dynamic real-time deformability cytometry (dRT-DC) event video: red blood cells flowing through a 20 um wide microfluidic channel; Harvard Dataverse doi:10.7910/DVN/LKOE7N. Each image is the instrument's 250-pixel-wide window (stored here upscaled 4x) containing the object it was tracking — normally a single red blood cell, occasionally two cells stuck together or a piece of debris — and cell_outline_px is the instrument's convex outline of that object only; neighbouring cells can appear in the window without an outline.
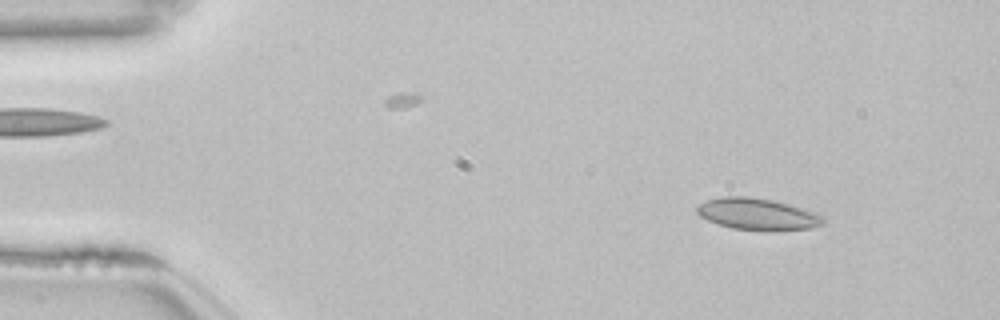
{"species": "common noctule bat (a hibernating species)", "species_latin": "Nyctalus noctula", "temperature_condition": "room temperature", "stored_images_in_passage": 53, "camera_frame_rate_fps": 3000, "um_per_image_px": 0.085, "animal": {"sex": "female", "body_mass_g": 22.7, "forearm_length_mm": 54.2}, "frame": {"image": 1, "passage_image": 6, "time_ms": 1.667, "image_size_px": [1000, 320], "cell_outline_px": [[824, 224], [812, 228], [772, 232], [768, 232], [732, 228], [708, 220], [700, 216], [696, 212], [696, 204], [720, 196], [748, 196], [772, 200], [788, 204], [816, 212], [824, 220]], "centroid_in_image_um": [64.38, 18.21], "position_along_channel_um": 20.6, "area_um2": 23.64}}
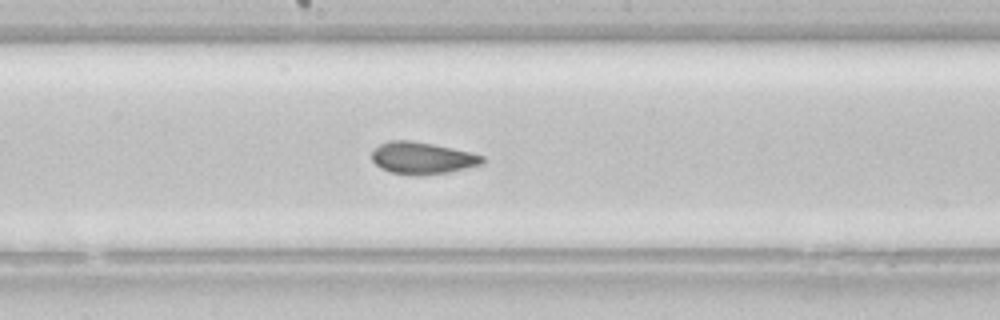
{"frame": {"image": 2, "passage_image": 28, "time_ms": 9.0, "image_size_px": [1000, 320], "cell_outline_px": [[484, 164], [448, 172], [412, 176], [388, 172], [380, 168], [372, 160], [372, 152], [380, 144], [388, 140], [412, 140], [452, 148], [484, 156]], "centroid_in_image_um": [35.86, 13.44], "position_along_channel_um": 212.3, "area_um2": 20.63}}
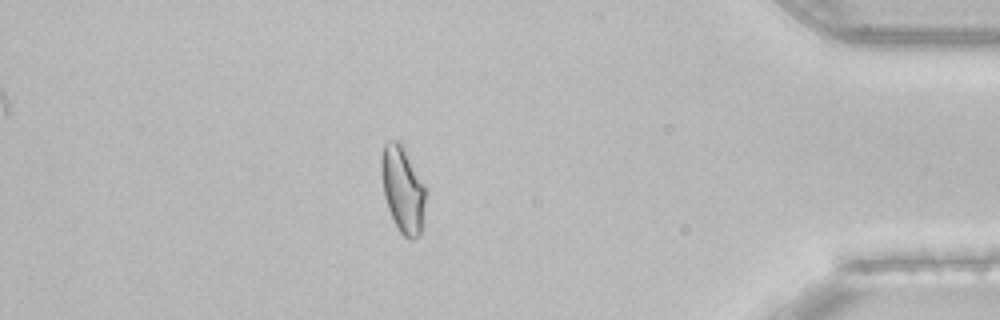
{"frame": {"image": 3, "passage_image": 46, "time_ms": 15.0, "image_size_px": [1000, 320], "cell_outline_px": [[428, 192], [420, 236], [412, 240], [404, 236], [400, 232], [388, 208], [384, 196], [380, 168], [380, 156], [384, 144], [388, 140], [396, 140], [400, 144], [428, 188]], "centroid_in_image_um": [34.26, 16.12], "position_along_channel_um": 400.9, "area_um2": 22.6}, "authors_computed_cell_mechanics": {"area_um2": 21.964, "velocity_mm_per_s": 3.84, "shape_relaxation_time_tau1_ms": 10.4108, "shape_relaxation_time_tau2_ms": 1.4573, "deformation_change_tau1": 0.1644, "deformation_change_tau2": 0.0533}}